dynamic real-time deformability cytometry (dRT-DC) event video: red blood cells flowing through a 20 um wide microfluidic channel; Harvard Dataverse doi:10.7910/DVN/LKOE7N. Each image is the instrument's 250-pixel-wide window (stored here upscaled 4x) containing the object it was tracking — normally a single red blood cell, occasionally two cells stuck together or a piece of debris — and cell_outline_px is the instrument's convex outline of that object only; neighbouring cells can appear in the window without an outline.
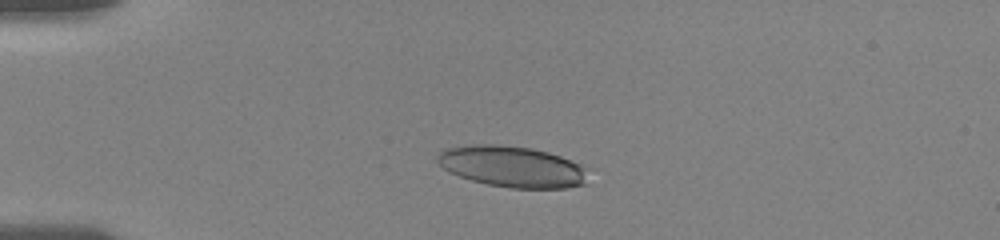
{"species": "human", "species_latin": "Homo sapiens", "temperature_condition": "room temperature", "stored_images_in_passage": 36, "camera_frame_rate_fps": 3000, "um_per_image_px": 0.085, "donor": {"sex": "female"}, "frame": {"image": 1, "passage_image": 9, "time_ms": 3.333, "image_size_px": [1000, 240], "cell_outline_px": [[588, 168], [584, 184], [568, 188], [512, 188], [488, 184], [472, 180], [460, 176], [444, 168], [436, 160], [436, 156], [440, 148], [464, 144], [496, 144], [532, 148], [548, 152], [560, 156], [580, 164]], "centroid_in_image_um": [43.5, 14.14], "position_along_channel_um": 41.5, "area_um2": 36.36}}
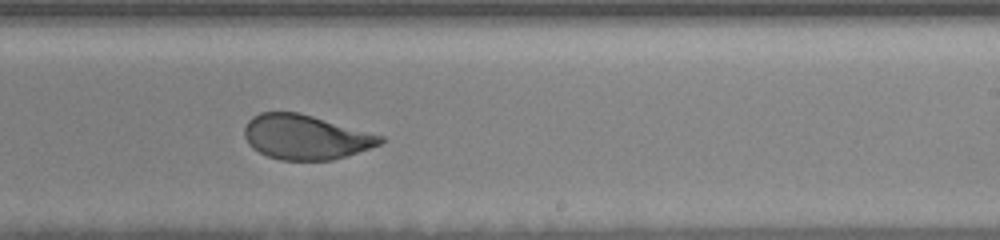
{"frame": {"image": 2, "passage_image": 23, "time_ms": 10.333, "image_size_px": [1000, 240], "cell_outline_px": [[384, 140], [380, 144], [332, 160], [280, 160], [268, 156], [252, 148], [248, 144], [244, 136], [244, 128], [248, 120], [252, 116], [260, 112], [300, 112], [384, 136]], "centroid_in_image_um": [25.93, 11.64], "position_along_channel_um": 263.1, "area_um2": 35.26}}
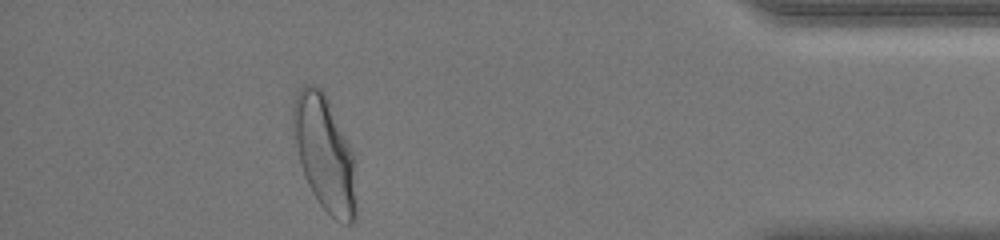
{"frame": {"image": 3, "passage_image": 36, "time_ms": 15.333, "image_size_px": [1000, 240], "cell_outline_px": [[356, 216], [352, 224], [344, 224], [336, 220], [320, 204], [312, 192], [308, 184], [300, 164], [292, 124], [292, 104], [296, 92], [304, 84], [316, 84], [324, 92], [356, 152]], "centroid_in_image_um": [27.64, 13.02], "position_along_channel_um": 407.6, "area_um2": 43.41}, "authors_computed_cell_mechanics": {"area_um2": 36.9053, "velocity_mm_per_s": 3.6823, "shape_relaxation_time_tau1_ms": 3.6072, "shape_relaxation_time_tau2_ms": 0.7686, "deformation_change_tau1": 0.164, "deformation_change_tau2": 0.0689}}